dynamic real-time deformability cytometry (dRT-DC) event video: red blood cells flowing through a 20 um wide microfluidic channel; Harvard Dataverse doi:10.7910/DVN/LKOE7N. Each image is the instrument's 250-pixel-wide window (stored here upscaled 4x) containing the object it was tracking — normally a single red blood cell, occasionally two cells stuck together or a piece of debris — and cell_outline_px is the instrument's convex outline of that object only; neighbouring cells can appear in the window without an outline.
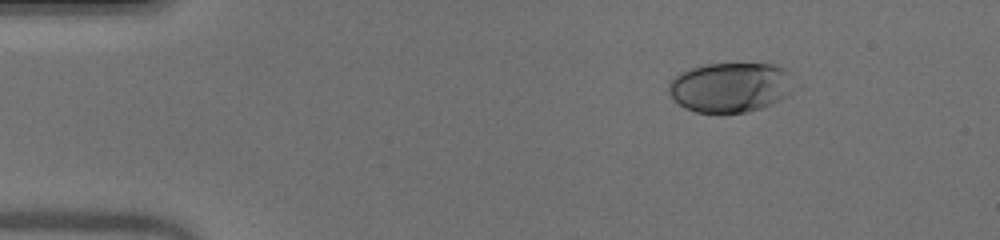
{"species": "human", "species_latin": "Homo sapiens", "temperature_condition": "warm", "stored_images_in_passage": 45, "camera_frame_rate_fps": 3000, "um_per_image_px": 0.085, "donor": {"sex": "male"}, "frame": {"image": 1, "passage_image": 1, "time_ms": 0.0, "image_size_px": [1000, 240], "cell_outline_px": [[796, 88], [788, 96], [764, 108], [748, 112], [696, 112], [684, 108], [672, 100], [668, 92], [668, 84], [680, 72], [688, 68], [704, 64], [772, 64], [784, 68], [788, 72]], "centroid_in_image_um": [62.09, 7.43], "position_along_channel_um": 22.9, "area_um2": 36.88}}
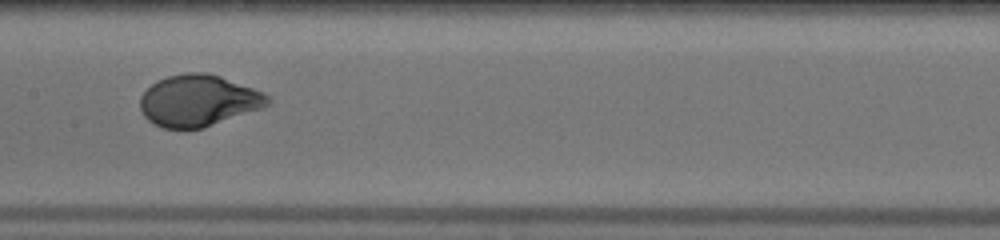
{"frame": {"image": 2, "passage_image": 20, "time_ms": 6.333, "image_size_px": [1000, 240], "cell_outline_px": [[272, 100], [264, 108], [204, 128], [164, 128], [148, 120], [144, 116], [140, 108], [140, 96], [156, 80], [168, 76], [188, 72], [204, 72], [220, 76], [264, 92]], "centroid_in_image_um": [16.89, 8.55], "position_along_channel_um": 190.5, "area_um2": 38.38}}
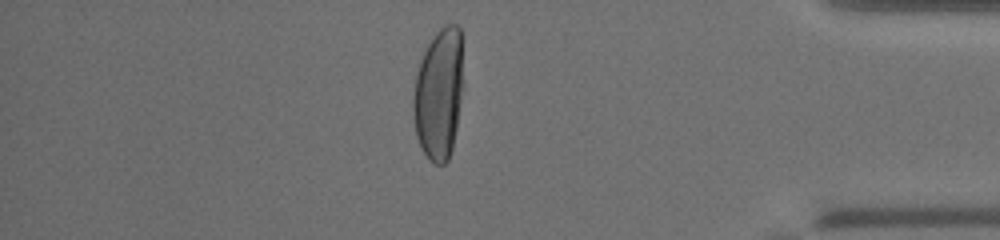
{"frame": {"image": 3, "passage_image": 38, "time_ms": 12.333, "image_size_px": [1000, 240], "cell_outline_px": [[460, 100], [456, 128], [452, 148], [448, 160], [444, 164], [436, 164], [424, 152], [416, 136], [412, 108], [412, 96], [416, 72], [420, 60], [428, 44], [436, 32], [440, 28], [448, 24], [456, 24], [460, 28]], "centroid_in_image_um": [37.24, 7.99], "position_along_channel_um": 398.0, "area_um2": 37.4}, "authors_computed_cell_mechanics": {"area_um2": 38.5526, "velocity_mm_per_s": 3.9886, "shape_relaxation_time_tau1_ms": 3.6609, "shape_relaxation_time_tau2_ms": null, "deformation_change_tau1": 0.2107, "deformation_change_tau2": null}}